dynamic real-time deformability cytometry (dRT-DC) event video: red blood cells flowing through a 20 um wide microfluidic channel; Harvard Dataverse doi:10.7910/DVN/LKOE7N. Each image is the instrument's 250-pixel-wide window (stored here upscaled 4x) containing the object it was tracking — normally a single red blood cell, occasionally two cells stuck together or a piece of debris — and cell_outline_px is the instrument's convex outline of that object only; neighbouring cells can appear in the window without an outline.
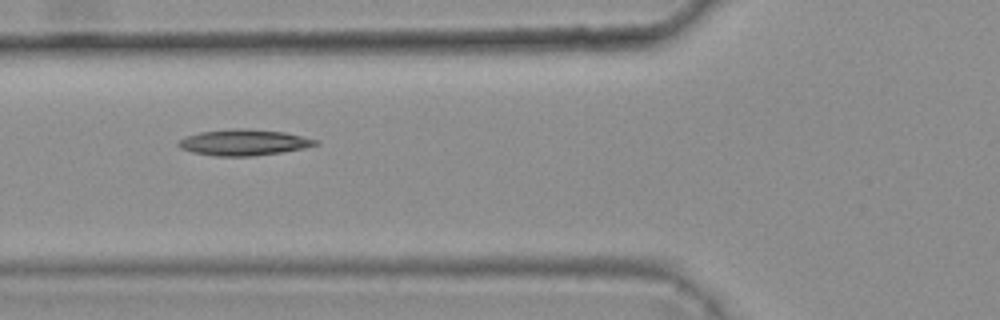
{"species": "common noctule bat (a hibernating species)", "species_latin": "Nyctalus noctula", "temperature_condition": "warm", "stored_images_in_passage": 10, "camera_frame_rate_fps": 3000, "um_per_image_px": 0.085, "animal": {"sex": "female", "body_mass_g": 25.1}, "frame": {"image": 1, "passage_image": 6, "time_ms": 1.667, "image_size_px": [1000, 320], "cell_outline_px": [[320, 144], [304, 148], [284, 152], [252, 156], [212, 156], [192, 152], [180, 148], [176, 144], [176, 140], [184, 136], [200, 132], [240, 128], [248, 128], [284, 132], [320, 140]], "centroid_in_image_um": [20.71, 12.11], "position_along_channel_um": 105.1, "area_um2": 21.1}}
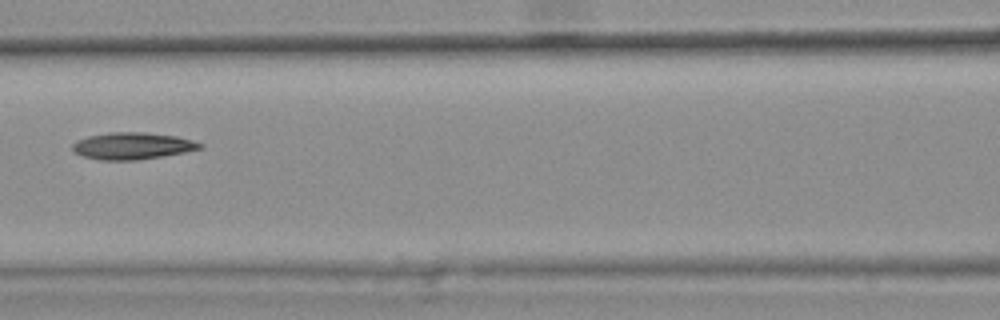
{"frame": {"image": 2, "passage_image": 7, "time_ms": 2.0, "image_size_px": [1000, 320], "cell_outline_px": [[204, 148], [164, 156], [136, 160], [100, 160], [84, 156], [76, 152], [72, 148], [72, 144], [76, 140], [88, 136], [108, 132], [144, 132], [176, 136], [192, 140], [204, 144]], "centroid_in_image_um": [11.27, 12.39], "position_along_channel_um": 155.3, "area_um2": 20.0}}